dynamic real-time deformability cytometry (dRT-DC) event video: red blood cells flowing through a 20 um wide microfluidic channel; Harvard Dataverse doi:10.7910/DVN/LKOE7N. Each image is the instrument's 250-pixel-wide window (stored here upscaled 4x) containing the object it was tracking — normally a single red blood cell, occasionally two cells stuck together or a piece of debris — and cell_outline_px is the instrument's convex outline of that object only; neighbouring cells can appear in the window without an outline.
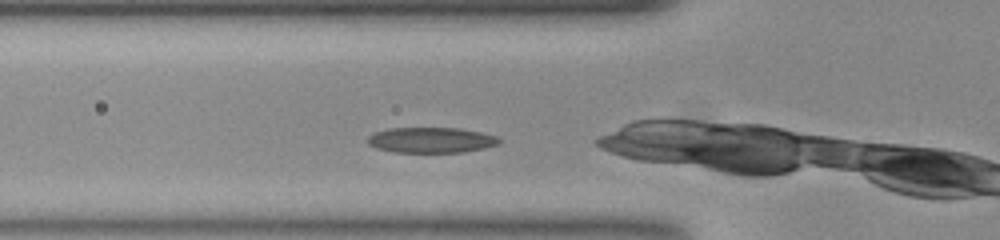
{"species": "common noctule bat (a hibernating species)", "species_latin": "Nyctalus noctula", "temperature_condition": "room temperature", "stored_images_in_passage": 23, "camera_frame_rate_fps": 3000, "um_per_image_px": 0.085, "animal": {"sex": "female", "body_mass_g": 23.0, "forearm_length_mm": 53.4}, "frame": {"image": 1, "passage_image": 2, "time_ms": 0.333, "image_size_px": [1000, 240], "cell_outline_px": [[500, 140], [496, 144], [484, 148], [464, 152], [392, 152], [376, 148], [368, 144], [368, 136], [372, 132], [388, 128], [460, 128], [480, 132], [496, 136]], "centroid_in_image_um": [36.58, 11.9], "position_along_channel_um": 89.2, "area_um2": 19.54}}
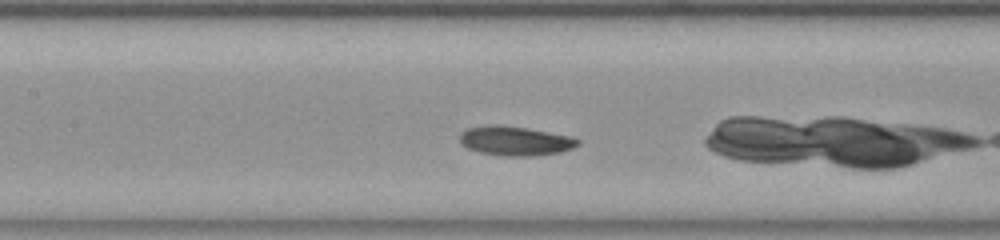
{"frame": {"image": 2, "passage_image": 8, "time_ms": 2.333, "image_size_px": [1000, 240], "cell_outline_px": [[580, 144], [572, 148], [560, 152], [532, 156], [504, 156], [480, 152], [468, 148], [460, 140], [460, 132], [468, 128], [492, 124], [496, 124], [528, 128], [572, 136], [580, 140]], "centroid_in_image_um": [43.82, 11.97], "position_along_channel_um": 163.6, "area_um2": 20.17}}
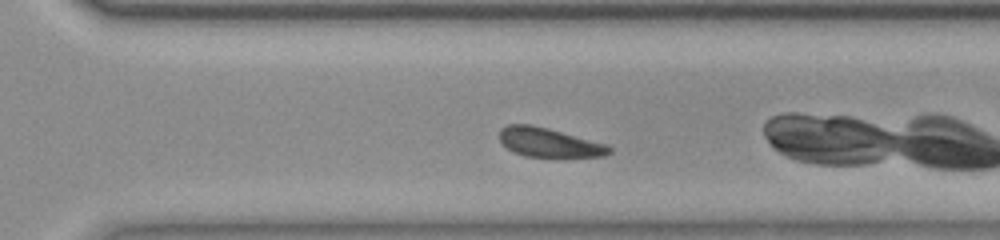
{"frame": {"image": 3, "passage_image": 21, "time_ms": 6.667, "image_size_px": [1000, 240], "cell_outline_px": [[612, 152], [604, 156], [556, 160], [524, 156], [508, 148], [500, 140], [500, 128], [508, 124], [532, 124], [548, 128], [608, 144], [612, 148]], "centroid_in_image_um": [46.75, 12.16], "position_along_channel_um": 323.9, "area_um2": 19.59}}